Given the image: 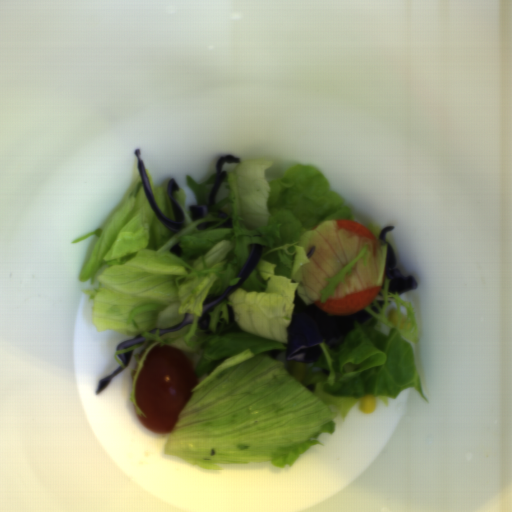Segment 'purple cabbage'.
<instances>
[{"label": "purple cabbage", "instance_id": "purple-cabbage-1", "mask_svg": "<svg viewBox=\"0 0 512 512\" xmlns=\"http://www.w3.org/2000/svg\"><path fill=\"white\" fill-rule=\"evenodd\" d=\"M293 312L287 329L286 361L315 363L323 354L320 344L325 341L329 348L342 345L354 325H363L373 315L367 310L346 314H328L307 304L299 291L293 295Z\"/></svg>", "mask_w": 512, "mask_h": 512}, {"label": "purple cabbage", "instance_id": "purple-cabbage-2", "mask_svg": "<svg viewBox=\"0 0 512 512\" xmlns=\"http://www.w3.org/2000/svg\"><path fill=\"white\" fill-rule=\"evenodd\" d=\"M141 155H142V153L139 148L134 150V156L138 163V169H139L142 187L145 191V194L150 203V206H151L153 212L155 213V215L157 216L158 220L160 221V223L162 225H164L165 227H167L172 232L177 233L178 231H180L182 229V227L184 226V223H185V213L182 210L181 206L174 199V196H173V193H176L179 191V186L176 183V181L173 180L172 178L170 180H168V182H167L166 193L170 200L174 218H175V220H170L169 218H167L166 216L163 215L162 210L156 201V198L154 196L153 190L151 188L150 182H149L147 174H146L145 166L142 161Z\"/></svg>", "mask_w": 512, "mask_h": 512}, {"label": "purple cabbage", "instance_id": "purple-cabbage-3", "mask_svg": "<svg viewBox=\"0 0 512 512\" xmlns=\"http://www.w3.org/2000/svg\"><path fill=\"white\" fill-rule=\"evenodd\" d=\"M264 246L262 244L254 243L251 245V252L244 263L243 267L237 274L235 279H240L235 285H229L228 288L222 295L212 296L207 301H205L203 306V314L201 317L197 319V326L201 330L208 329L209 324V312L213 310L220 302L225 300L228 296H230L235 291L239 290L249 279L253 271L255 270L263 252Z\"/></svg>", "mask_w": 512, "mask_h": 512}, {"label": "purple cabbage", "instance_id": "purple-cabbage-4", "mask_svg": "<svg viewBox=\"0 0 512 512\" xmlns=\"http://www.w3.org/2000/svg\"><path fill=\"white\" fill-rule=\"evenodd\" d=\"M395 226H386L383 227L381 232L377 237V241L380 244L387 245V252L384 264V277L389 279L388 292L391 294L401 295L407 291L412 289H417L418 283L415 277L404 276L402 275L396 268L397 262L395 257V252L390 243L385 241L386 235L389 230L394 229Z\"/></svg>", "mask_w": 512, "mask_h": 512}, {"label": "purple cabbage", "instance_id": "purple-cabbage-5", "mask_svg": "<svg viewBox=\"0 0 512 512\" xmlns=\"http://www.w3.org/2000/svg\"><path fill=\"white\" fill-rule=\"evenodd\" d=\"M239 162H240V159H238L234 156H229V155L220 156L217 159L216 165H215L216 177H215L214 185L208 195V205H216L217 191H218L219 187L221 186L222 182L224 181L226 174H227V172L222 171L223 165L224 164H239Z\"/></svg>", "mask_w": 512, "mask_h": 512}, {"label": "purple cabbage", "instance_id": "purple-cabbage-6", "mask_svg": "<svg viewBox=\"0 0 512 512\" xmlns=\"http://www.w3.org/2000/svg\"><path fill=\"white\" fill-rule=\"evenodd\" d=\"M194 323V317H193V313H186L182 320L180 322H178L177 324H175L174 326L172 327H169V328H160L159 330V337L166 334V333H170V332H174L176 330H179L183 327H186V326H191L192 324Z\"/></svg>", "mask_w": 512, "mask_h": 512}, {"label": "purple cabbage", "instance_id": "purple-cabbage-7", "mask_svg": "<svg viewBox=\"0 0 512 512\" xmlns=\"http://www.w3.org/2000/svg\"><path fill=\"white\" fill-rule=\"evenodd\" d=\"M124 368L121 366L117 367L112 373L107 375L106 377L100 378L99 384H98V390L95 393H101L103 390H105L108 385L110 384L112 378L122 372Z\"/></svg>", "mask_w": 512, "mask_h": 512}, {"label": "purple cabbage", "instance_id": "purple-cabbage-8", "mask_svg": "<svg viewBox=\"0 0 512 512\" xmlns=\"http://www.w3.org/2000/svg\"><path fill=\"white\" fill-rule=\"evenodd\" d=\"M189 212L191 214L193 221L198 220L206 217L207 207L205 205H192L189 206Z\"/></svg>", "mask_w": 512, "mask_h": 512}, {"label": "purple cabbage", "instance_id": "purple-cabbage-9", "mask_svg": "<svg viewBox=\"0 0 512 512\" xmlns=\"http://www.w3.org/2000/svg\"><path fill=\"white\" fill-rule=\"evenodd\" d=\"M146 338L143 337L142 335H135L133 338L131 339H126L124 340L123 342H121L120 344L117 345L116 349H127L128 347L132 346V345H135V344H141L143 342H145Z\"/></svg>", "mask_w": 512, "mask_h": 512}, {"label": "purple cabbage", "instance_id": "purple-cabbage-10", "mask_svg": "<svg viewBox=\"0 0 512 512\" xmlns=\"http://www.w3.org/2000/svg\"><path fill=\"white\" fill-rule=\"evenodd\" d=\"M134 350H130L124 353H117L116 357L120 360L123 366H128L132 361V355Z\"/></svg>", "mask_w": 512, "mask_h": 512}, {"label": "purple cabbage", "instance_id": "purple-cabbage-11", "mask_svg": "<svg viewBox=\"0 0 512 512\" xmlns=\"http://www.w3.org/2000/svg\"><path fill=\"white\" fill-rule=\"evenodd\" d=\"M168 252H170L171 254L175 255L176 257H180L182 255L183 249L181 248V246L177 242V243L172 245V247L169 249Z\"/></svg>", "mask_w": 512, "mask_h": 512}, {"label": "purple cabbage", "instance_id": "purple-cabbage-12", "mask_svg": "<svg viewBox=\"0 0 512 512\" xmlns=\"http://www.w3.org/2000/svg\"><path fill=\"white\" fill-rule=\"evenodd\" d=\"M226 314H227L228 324H232L233 322H235L234 309H233L232 305L227 304Z\"/></svg>", "mask_w": 512, "mask_h": 512}, {"label": "purple cabbage", "instance_id": "purple-cabbage-13", "mask_svg": "<svg viewBox=\"0 0 512 512\" xmlns=\"http://www.w3.org/2000/svg\"><path fill=\"white\" fill-rule=\"evenodd\" d=\"M374 298H375L376 302L379 304V306L381 307V309L383 310L384 305H385V296H384L383 292H379Z\"/></svg>", "mask_w": 512, "mask_h": 512}, {"label": "purple cabbage", "instance_id": "purple-cabbage-14", "mask_svg": "<svg viewBox=\"0 0 512 512\" xmlns=\"http://www.w3.org/2000/svg\"><path fill=\"white\" fill-rule=\"evenodd\" d=\"M282 352H283L282 350H275V349H271V350L268 352L267 356H269L270 358H272V359H274V360H275L276 358H278V356H279Z\"/></svg>", "mask_w": 512, "mask_h": 512}, {"label": "purple cabbage", "instance_id": "purple-cabbage-15", "mask_svg": "<svg viewBox=\"0 0 512 512\" xmlns=\"http://www.w3.org/2000/svg\"><path fill=\"white\" fill-rule=\"evenodd\" d=\"M220 225L222 228H233L231 217Z\"/></svg>", "mask_w": 512, "mask_h": 512}, {"label": "purple cabbage", "instance_id": "purple-cabbage-16", "mask_svg": "<svg viewBox=\"0 0 512 512\" xmlns=\"http://www.w3.org/2000/svg\"><path fill=\"white\" fill-rule=\"evenodd\" d=\"M315 253H316V248H315V246H313L309 250V252L306 254V258L311 259L312 257H314Z\"/></svg>", "mask_w": 512, "mask_h": 512}, {"label": "purple cabbage", "instance_id": "purple-cabbage-17", "mask_svg": "<svg viewBox=\"0 0 512 512\" xmlns=\"http://www.w3.org/2000/svg\"><path fill=\"white\" fill-rule=\"evenodd\" d=\"M226 216H227L226 213L222 209H218L217 217H219L220 219H225Z\"/></svg>", "mask_w": 512, "mask_h": 512}]
</instances>
